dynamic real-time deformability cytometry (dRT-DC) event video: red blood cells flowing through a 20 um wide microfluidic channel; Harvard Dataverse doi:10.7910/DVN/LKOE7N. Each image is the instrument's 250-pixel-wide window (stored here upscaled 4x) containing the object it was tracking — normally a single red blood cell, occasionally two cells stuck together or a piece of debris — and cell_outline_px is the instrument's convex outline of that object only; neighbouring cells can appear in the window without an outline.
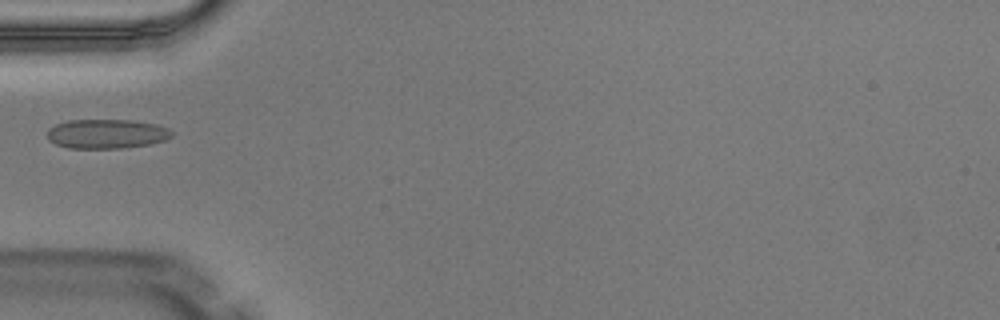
{"species": "Egyptian fruit bat (a non-hibernating species)", "species_latin": "Rousettus aegyptiacus", "temperature_condition": "warm", "stored_images_in_passage": 1, "camera_frame_rate_fps": 3000, "um_per_image_px": 0.085, "animal": {"sex": "male"}, "frame": {"image": 1, "passage_image": 1, "time_ms": 0.0, "image_size_px": [1000, 320], "cell_outline_px": [[172, 136], [164, 140], [148, 144], [124, 148], [68, 148], [56, 144], [48, 140], [48, 128], [56, 124], [68, 120], [132, 120], [156, 124], [168, 128], [172, 132]], "centroid_in_image_um": [9.04, 11.37], "position_along_channel_um": 76.0, "area_um2": 21.27}}